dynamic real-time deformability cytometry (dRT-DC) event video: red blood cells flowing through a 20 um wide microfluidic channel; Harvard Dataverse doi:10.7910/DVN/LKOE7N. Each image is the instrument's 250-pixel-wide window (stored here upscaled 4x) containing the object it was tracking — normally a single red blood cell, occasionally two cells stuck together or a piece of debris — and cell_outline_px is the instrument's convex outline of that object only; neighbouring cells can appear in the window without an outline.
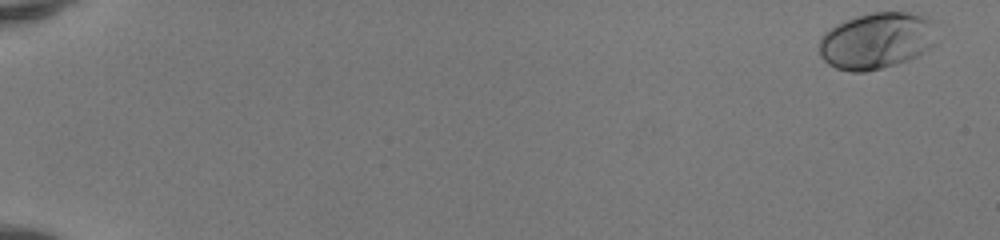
{"species": "human", "species_latin": "Homo sapiens", "temperature_condition": "room temperature", "stored_images_in_passage": 51, "camera_frame_rate_fps": 3000, "um_per_image_px": 0.085, "donor": {"sex": "female"}, "frame": {"image": 1, "passage_image": 1, "time_ms": 0.0, "image_size_px": [1000, 240], "cell_outline_px": [[936, 44], [932, 48], [908, 60], [896, 64], [864, 72], [852, 72], [836, 68], [828, 64], [820, 56], [820, 36], [824, 32], [836, 24], [856, 16], [872, 12], [908, 12], [924, 16], [932, 20]], "centroid_in_image_um": [74.51, 3.46], "position_along_channel_um": 10.5, "area_um2": 38.78}}
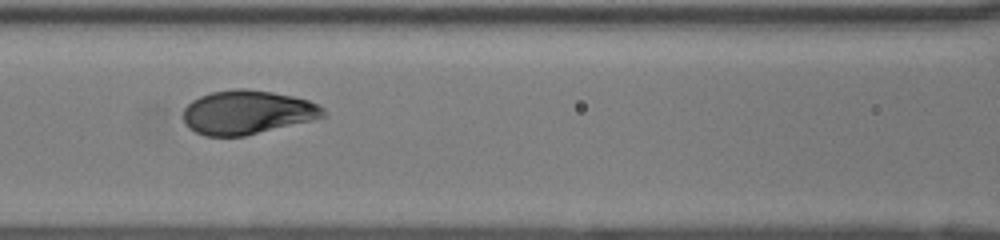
{"frame": {"image": 2, "passage_image": 25, "time_ms": 8.0, "image_size_px": [1000, 240], "cell_outline_px": [[328, 116], [312, 120], [244, 136], [204, 136], [188, 128], [184, 124], [184, 108], [192, 100], [200, 96], [212, 92], [236, 88], [244, 88], [272, 92], [292, 96], [308, 100], [324, 108]], "centroid_in_image_um": [21.01, 9.55], "position_along_channel_um": 145.6, "area_um2": 35.84}}
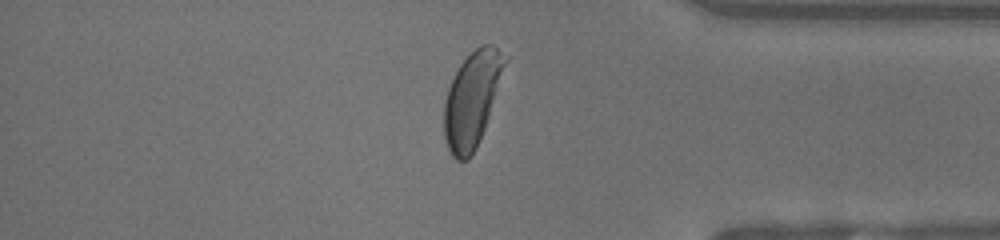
{"frame": {"image": 3, "passage_image": 44, "time_ms": 14.333, "image_size_px": [1000, 240], "cell_outline_px": [[508, 60], [484, 128], [476, 148], [468, 160], [456, 160], [452, 156], [448, 148], [444, 136], [444, 104], [448, 88], [460, 64], [480, 44], [492, 44], [508, 56]], "centroid_in_image_um": [40.13, 8.42], "position_along_channel_um": 395.1, "area_um2": 33.35}, "authors_computed_cell_mechanics": {"area_um2": 36.5874, "velocity_mm_per_s": 4.1363, "shape_relaxation_time_tau1_ms": 2.4645, "shape_relaxation_time_tau2_ms": null, "deformation_change_tau1": 0.169, "deformation_change_tau2": null}}